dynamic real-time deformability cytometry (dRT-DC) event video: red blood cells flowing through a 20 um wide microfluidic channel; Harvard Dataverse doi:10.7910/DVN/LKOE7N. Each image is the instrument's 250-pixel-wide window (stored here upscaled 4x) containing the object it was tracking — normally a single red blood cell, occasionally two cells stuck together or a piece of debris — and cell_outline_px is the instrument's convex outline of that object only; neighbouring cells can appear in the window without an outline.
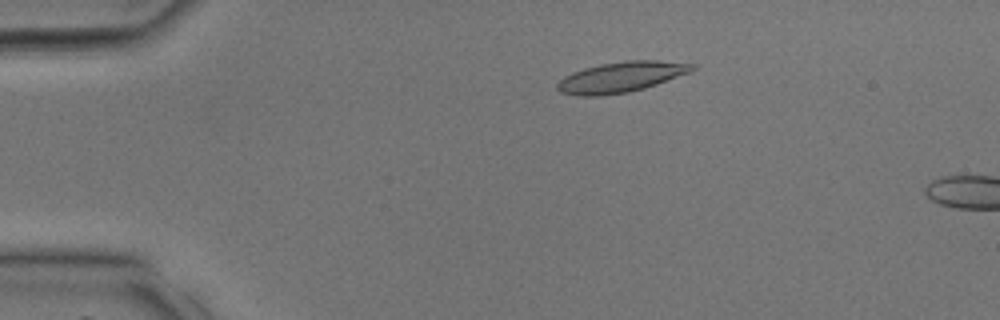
{"species": "common noctule bat (a hibernating species)", "species_latin": "Nyctalus noctula", "temperature_condition": "room temperature", "stored_images_in_passage": 9, "camera_frame_rate_fps": 3000, "um_per_image_px": 0.085, "animal": {"sex": "male", "body_mass_g": 17.9, "forearm_length_mm": 54.2}, "frame": {"image": 1, "passage_image": 7, "time_ms": 2.0, "image_size_px": [1000, 320], "cell_outline_px": [[696, 68], [692, 72], [644, 88], [628, 92], [600, 96], [580, 96], [560, 92], [556, 88], [556, 84], [564, 76], [572, 72], [584, 68], [600, 64], [624, 60], [656, 60], [696, 64]], "centroid_in_image_um": [52.79, 6.54], "position_along_channel_um": 32.2, "area_um2": 24.1}}